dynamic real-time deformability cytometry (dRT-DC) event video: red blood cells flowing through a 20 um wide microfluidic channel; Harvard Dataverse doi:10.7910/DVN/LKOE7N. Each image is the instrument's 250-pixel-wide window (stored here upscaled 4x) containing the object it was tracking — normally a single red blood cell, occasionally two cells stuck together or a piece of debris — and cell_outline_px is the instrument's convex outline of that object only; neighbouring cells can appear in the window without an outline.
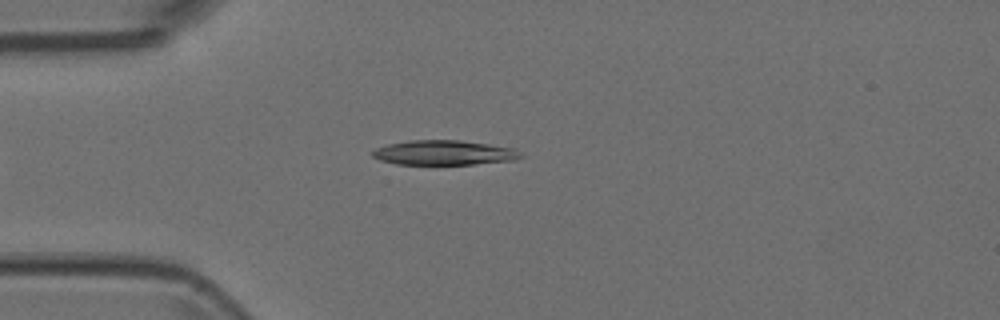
{"species": "Egyptian fruit bat (a non-hibernating species)", "species_latin": "Rousettus aegyptiacus", "temperature_condition": "room temperature", "stored_images_in_passage": 3, "camera_frame_rate_fps": 3000, "um_per_image_px": 0.085, "animal": {"sex": "female"}, "frame": {"image": 1, "passage_image": 1, "time_ms": 0.0, "image_size_px": [1000, 320], "cell_outline_px": [[524, 156], [516, 160], [472, 164], [396, 164], [380, 160], [372, 156], [372, 152], [376, 148], [388, 144], [408, 140], [460, 140], [516, 148]], "centroid_in_image_um": [37.77, 12.97], "position_along_channel_um": 47.2, "area_um2": 21.39}}
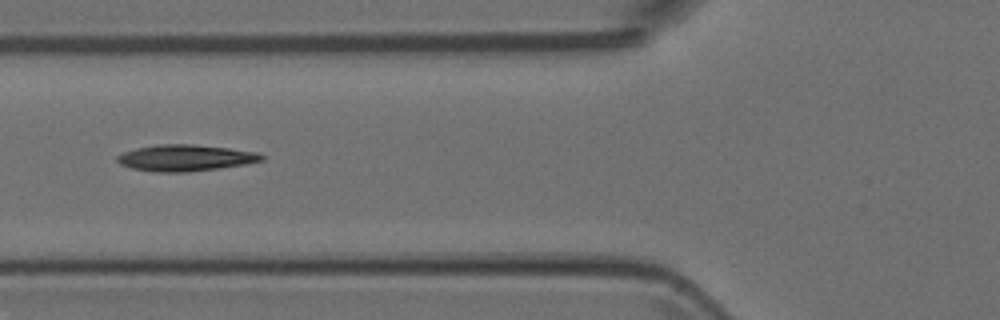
{"frame": {"image": 2, "passage_image": 3, "time_ms": 0.667, "image_size_px": [1000, 320], "cell_outline_px": [[264, 160], [244, 164], [188, 172], [152, 172], [132, 168], [120, 164], [116, 160], [116, 156], [124, 152], [136, 148], [156, 144], [192, 144], [228, 148], [256, 152], [264, 156]], "centroid_in_image_um": [15.71, 13.42], "position_along_channel_um": 110.1, "area_um2": 22.08}}